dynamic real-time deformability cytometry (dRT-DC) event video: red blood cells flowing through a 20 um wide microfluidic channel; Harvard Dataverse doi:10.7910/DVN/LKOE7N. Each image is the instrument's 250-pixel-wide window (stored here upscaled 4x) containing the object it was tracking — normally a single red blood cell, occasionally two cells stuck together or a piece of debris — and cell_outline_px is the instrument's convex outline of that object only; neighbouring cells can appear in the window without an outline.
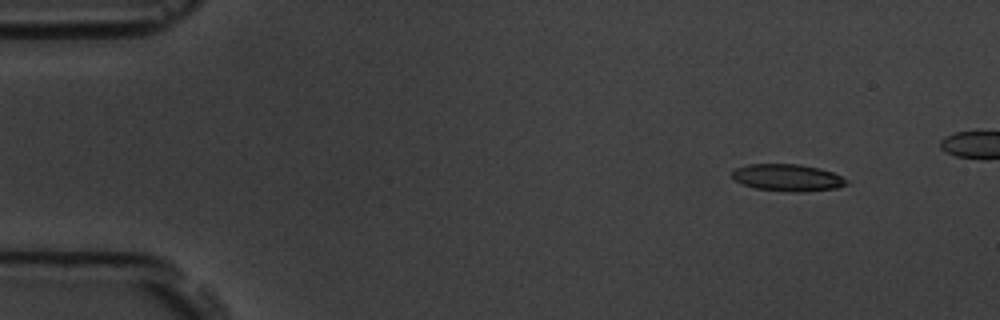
{"species": "common noctule bat (a hibernating species)", "species_latin": "Nyctalus noctula", "temperature_condition": "room temperature", "stored_images_in_passage": 5, "camera_frame_rate_fps": 3000, "um_per_image_px": 0.085, "animal": {"sex": "male", "body_mass_g": 19.5, "forearm_length_mm": 54.6}, "frame": {"image": 1, "passage_image": 1, "time_ms": 0.0, "image_size_px": [1000, 320], "cell_outline_px": [[848, 184], [836, 188], [804, 192], [792, 192], [756, 188], [744, 184], [736, 180], [732, 176], [732, 172], [736, 168], [748, 164], [800, 164], [820, 168], [832, 172], [848, 180]], "centroid_in_image_um": [66.97, 15.09], "position_along_channel_um": 18.0, "area_um2": 17.92}}